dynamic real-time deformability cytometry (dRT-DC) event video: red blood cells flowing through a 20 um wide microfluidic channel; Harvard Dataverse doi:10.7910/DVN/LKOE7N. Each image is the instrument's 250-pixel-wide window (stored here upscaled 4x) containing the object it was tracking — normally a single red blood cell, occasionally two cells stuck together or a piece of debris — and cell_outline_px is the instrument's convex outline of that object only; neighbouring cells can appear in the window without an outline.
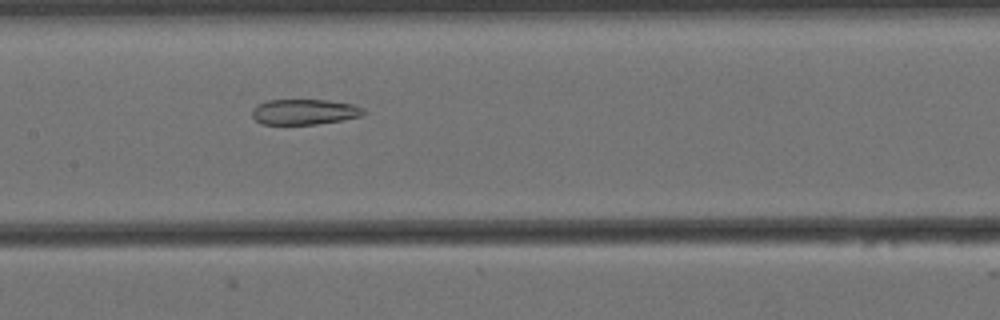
{"species": "Egyptian fruit bat (a non-hibernating species)", "species_latin": "Rousettus aegyptiacus", "temperature_condition": "cold", "stored_images_in_passage": 48, "camera_frame_rate_fps": 3000, "um_per_image_px": 0.085, "animal": {"sex": "female"}, "frame": {"image": 1, "passage_image": 17, "time_ms": 5.333, "image_size_px": [1000, 320], "cell_outline_px": [[368, 112], [360, 116], [340, 120], [316, 124], [264, 124], [256, 120], [252, 116], [252, 108], [256, 104], [268, 100], [328, 100], [356, 104], [364, 108]], "centroid_in_image_um": [25.9, 9.49], "position_along_channel_um": 181.5, "area_um2": 16.65}}
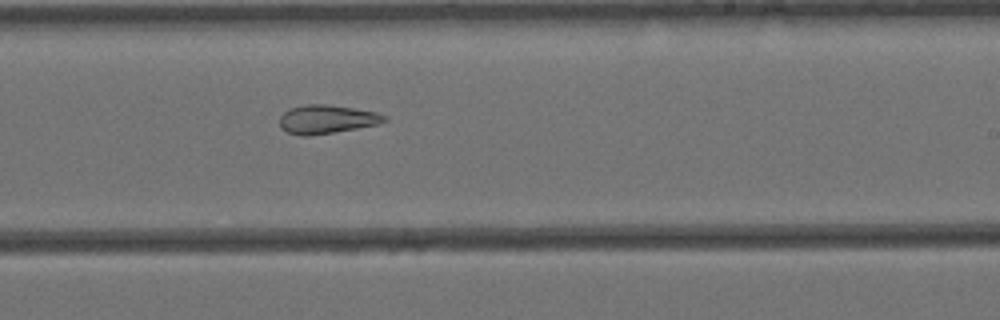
{"frame": {"image": 2, "passage_image": 24, "time_ms": 7.667, "image_size_px": [1000, 320], "cell_outline_px": [[388, 120], [380, 124], [308, 136], [300, 136], [288, 132], [280, 128], [280, 116], [288, 108], [304, 104], [324, 104], [352, 108], [376, 112], [388, 116]], "centroid_in_image_um": [27.76, 10.13], "position_along_channel_um": 261.2, "area_um2": 17.51}}
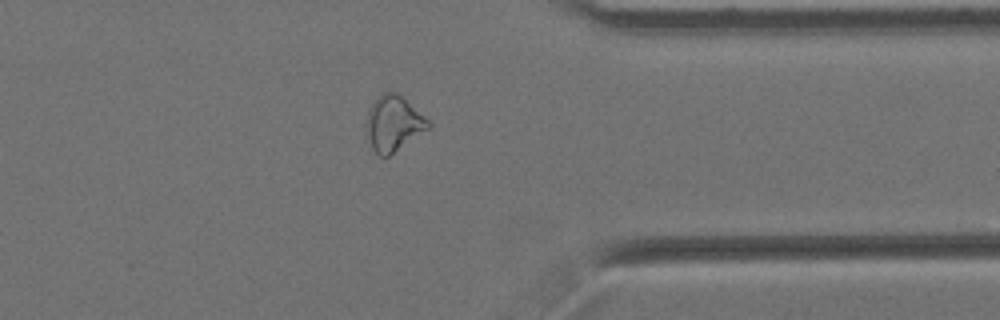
{"frame": {"image": 3, "passage_image": 35, "time_ms": 11.333, "image_size_px": [1000, 320], "cell_outline_px": [[432, 124], [428, 128], [388, 156], [380, 156], [372, 148], [364, 132], [364, 124], [368, 112], [372, 104], [384, 92], [396, 92], [424, 116]], "centroid_in_image_um": [33.39, 10.51], "position_along_channel_um": 378.0, "area_um2": 19.59}, "authors_computed_cell_mechanics": {"area_um2": 19.9988, "velocity_mm_per_s": 3.4441, "shape_relaxation_time_tau1_ms": null, "shape_relaxation_time_tau2_ms": 5.5974, "deformation_change_tau1": null, "deformation_change_tau2": 0.1424}}